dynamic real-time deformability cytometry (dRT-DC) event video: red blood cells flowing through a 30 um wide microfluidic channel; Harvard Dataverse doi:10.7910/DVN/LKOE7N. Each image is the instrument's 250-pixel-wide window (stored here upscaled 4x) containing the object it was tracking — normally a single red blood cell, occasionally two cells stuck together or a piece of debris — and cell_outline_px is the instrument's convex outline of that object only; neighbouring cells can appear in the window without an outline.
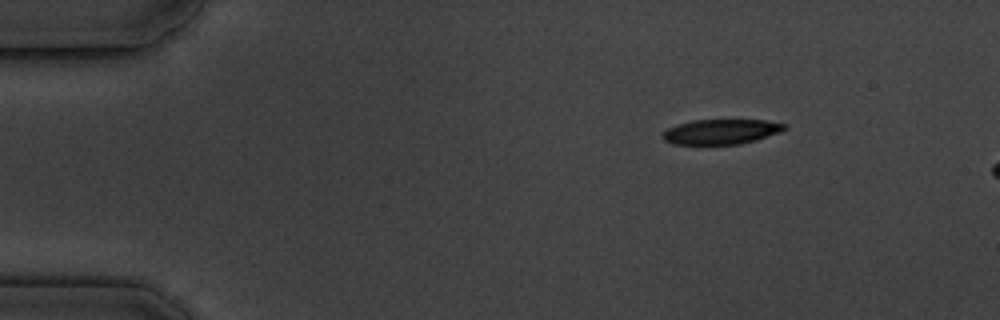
{"species": "common noctule bat (a hibernating species)", "species_latin": "Nyctalus noctula", "temperature_condition": "cold", "stored_images_in_passage": 3, "camera_frame_rate_fps": 3000, "um_per_image_px": 0.085, "animal": {"sex": "male", "body_mass_g": 19.5, "forearm_length_mm": 54.6}, "frame": {"image": 1, "passage_image": 1, "time_ms": 0.0, "image_size_px": [1000, 320], "cell_outline_px": [[788, 128], [780, 132], [756, 140], [740, 144], [672, 144], [664, 140], [660, 136], [668, 128], [676, 124], [692, 120], [764, 120], [788, 124]], "centroid_in_image_um": [61.3, 11.19], "position_along_channel_um": 23.7, "area_um2": 17.86}}